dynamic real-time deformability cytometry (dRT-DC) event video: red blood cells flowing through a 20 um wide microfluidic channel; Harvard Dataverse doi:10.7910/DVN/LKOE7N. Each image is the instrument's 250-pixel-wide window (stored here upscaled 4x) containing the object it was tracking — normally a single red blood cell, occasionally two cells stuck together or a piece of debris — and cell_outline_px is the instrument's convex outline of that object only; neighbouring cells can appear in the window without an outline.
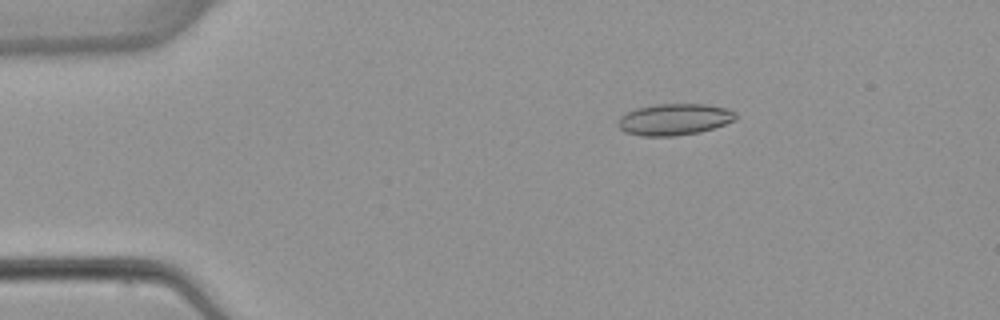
{"species": "common noctule bat (a hibernating species)", "species_latin": "Nyctalus noctula", "temperature_condition": "warm", "stored_images_in_passage": 5, "camera_frame_rate_fps": 3000, "um_per_image_px": 0.085, "animal": {"sex": "female", "body_mass_g": 22.7, "forearm_length_mm": 54.2}, "frame": {"image": 1, "passage_image": 2, "time_ms": 1.333, "image_size_px": [1000, 320], "cell_outline_px": [[736, 120], [700, 132], [676, 136], [644, 136], [624, 132], [616, 124], [620, 116], [636, 108], [652, 104], [704, 104], [728, 108], [736, 112]], "centroid_in_image_um": [57.31, 10.14], "position_along_channel_um": 27.7, "area_um2": 21.73}}
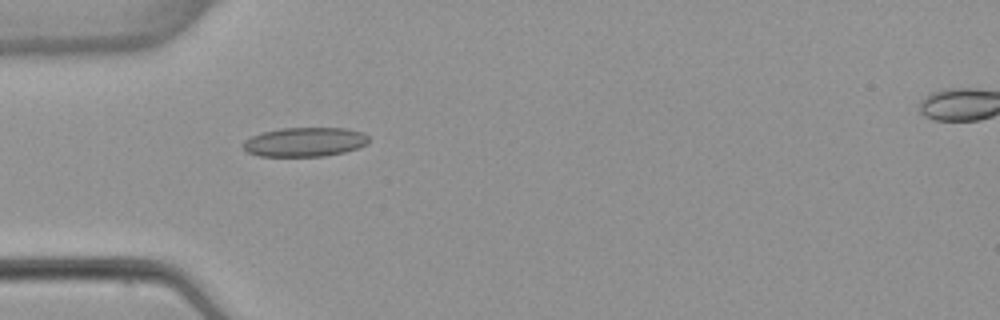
{"frame": {"image": 2, "passage_image": 4, "time_ms": 3.667, "image_size_px": [1000, 320], "cell_outline_px": [[368, 144], [360, 148], [344, 152], [324, 156], [260, 156], [248, 152], [244, 148], [244, 140], [252, 136], [264, 132], [280, 128], [344, 128], [364, 132], [368, 136]], "centroid_in_image_um": [25.96, 12.07], "position_along_channel_um": 59.0, "area_um2": 21.39}}